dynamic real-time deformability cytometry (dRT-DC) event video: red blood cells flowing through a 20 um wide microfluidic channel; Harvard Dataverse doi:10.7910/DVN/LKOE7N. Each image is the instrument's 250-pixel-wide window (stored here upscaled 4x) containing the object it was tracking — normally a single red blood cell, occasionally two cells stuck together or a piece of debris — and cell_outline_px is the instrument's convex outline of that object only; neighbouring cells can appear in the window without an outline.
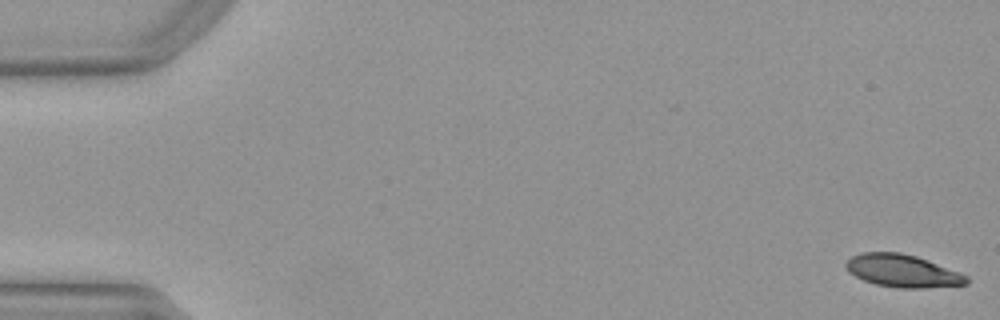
{"species": "Egyptian fruit bat (a non-hibernating species)", "species_latin": "Rousettus aegyptiacus", "temperature_condition": "warm", "stored_images_in_passage": 12, "camera_frame_rate_fps": 3000, "um_per_image_px": 0.085, "animal": {"sex": "female"}, "frame": {"image": 1, "passage_image": 1, "time_ms": 0.0, "image_size_px": [1000, 320], "cell_outline_px": [[968, 284], [924, 288], [896, 288], [876, 284], [864, 280], [848, 272], [844, 264], [852, 256], [860, 252], [900, 252], [916, 256], [960, 272], [968, 276]], "centroid_in_image_um": [76.71, 23.02], "position_along_channel_um": 8.3, "area_um2": 22.95}}